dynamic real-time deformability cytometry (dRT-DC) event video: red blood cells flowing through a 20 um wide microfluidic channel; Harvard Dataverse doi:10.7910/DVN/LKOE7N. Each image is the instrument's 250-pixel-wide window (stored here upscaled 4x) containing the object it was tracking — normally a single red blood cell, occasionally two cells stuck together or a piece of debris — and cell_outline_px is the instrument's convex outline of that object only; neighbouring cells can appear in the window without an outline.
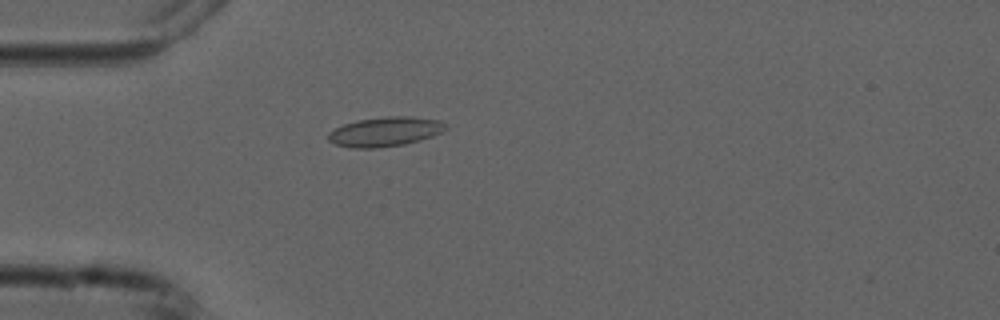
{"species": "common noctule bat (a hibernating species)", "species_latin": "Nyctalus noctula", "temperature_condition": "cold", "stored_images_in_passage": 1, "camera_frame_rate_fps": 3000, "um_per_image_px": 0.085, "animal": {"sex": "male", "forearm_length_mm": 52.5}, "frame": {"image": 1, "passage_image": 1, "time_ms": 0.0, "image_size_px": [1000, 320], "cell_outline_px": [[448, 128], [432, 136], [420, 140], [404, 144], [376, 148], [352, 148], [336, 144], [328, 140], [328, 132], [344, 124], [356, 120], [388, 116], [412, 116], [440, 120], [448, 124]], "centroid_in_image_um": [32.75, 11.18], "position_along_channel_um": 52.2, "area_um2": 20.23}}